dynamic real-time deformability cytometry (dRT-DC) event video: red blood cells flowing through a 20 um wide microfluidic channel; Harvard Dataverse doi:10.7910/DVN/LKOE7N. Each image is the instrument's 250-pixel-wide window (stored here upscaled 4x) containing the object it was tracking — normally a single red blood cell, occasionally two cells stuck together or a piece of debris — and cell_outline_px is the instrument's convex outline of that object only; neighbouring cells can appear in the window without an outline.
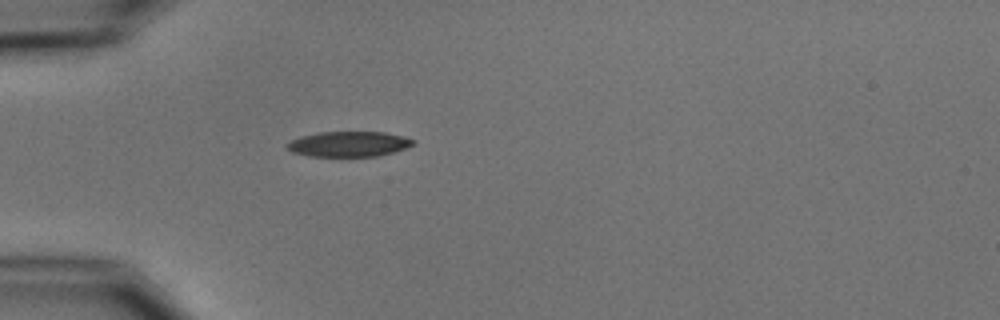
{"species": "common noctule bat (a hibernating species)", "species_latin": "Nyctalus noctula", "temperature_condition": "cold", "stored_images_in_passage": 1, "camera_frame_rate_fps": 3000, "um_per_image_px": 0.085, "animal": {"sex": "male", "body_mass_g": 15.6}, "frame": {"image": 1, "passage_image": 1, "time_ms": 0.0, "image_size_px": [1000, 320], "cell_outline_px": [[416, 140], [412, 144], [396, 152], [376, 156], [308, 156], [292, 152], [284, 144], [300, 136], [320, 132], [384, 132], [404, 136]], "centroid_in_image_um": [29.63, 12.24], "position_along_channel_um": 55.4, "area_um2": 18.55}}